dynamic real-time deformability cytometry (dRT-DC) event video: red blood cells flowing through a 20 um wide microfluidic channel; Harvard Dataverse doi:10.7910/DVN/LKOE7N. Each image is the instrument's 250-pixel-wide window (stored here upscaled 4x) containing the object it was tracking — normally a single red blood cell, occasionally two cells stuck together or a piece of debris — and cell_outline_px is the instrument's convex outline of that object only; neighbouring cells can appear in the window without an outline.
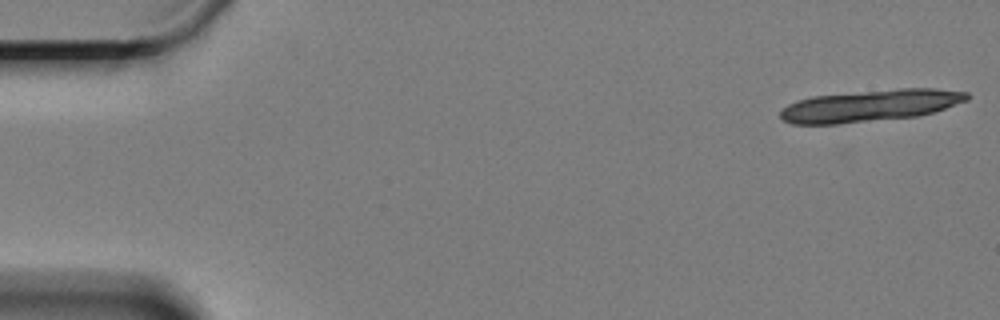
{"species": "Egyptian fruit bat (a non-hibernating species)", "species_latin": "Rousettus aegyptiacus", "temperature_condition": "cold", "stored_images_in_passage": 19, "camera_frame_rate_fps": 3000, "um_per_image_px": 0.085, "animal": {"sex": "female"}, "frame": {"image": 1, "passage_image": 1, "time_ms": 0.0, "image_size_px": [1000, 320], "cell_outline_px": [[972, 96], [968, 100], [932, 112], [916, 116], [840, 124], [792, 124], [784, 120], [780, 116], [780, 112], [788, 104], [796, 100], [812, 96], [900, 88], [936, 88], [968, 92]], "centroid_in_image_um": [73.98, 8.97], "position_along_channel_um": 11.0, "area_um2": 34.56}}